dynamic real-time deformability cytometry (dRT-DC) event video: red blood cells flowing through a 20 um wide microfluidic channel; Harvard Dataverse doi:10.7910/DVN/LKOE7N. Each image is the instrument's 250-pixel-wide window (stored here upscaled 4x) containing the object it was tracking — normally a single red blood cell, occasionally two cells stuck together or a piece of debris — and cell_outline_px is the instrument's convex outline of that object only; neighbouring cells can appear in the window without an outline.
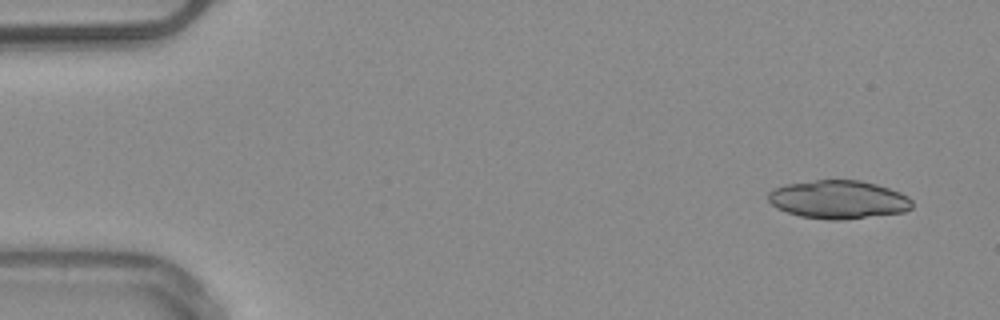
{"species": "common noctule bat (a hibernating species)", "species_latin": "Nyctalus noctula", "temperature_condition": "warm", "stored_images_in_passage": 5, "camera_frame_rate_fps": 3000, "um_per_image_px": 0.085, "animal": {"sex": "male", "body_mass_g": 20.4}, "frame": {"image": 1, "passage_image": 1, "time_ms": 0.0, "image_size_px": [1000, 320], "cell_outline_px": [[912, 208], [904, 212], [840, 220], [828, 220], [800, 216], [776, 208], [768, 200], [768, 192], [776, 188], [788, 184], [816, 180], [860, 180], [876, 184], [900, 192], [908, 196], [912, 200]], "centroid_in_image_um": [71.28, 16.96], "position_along_channel_um": 13.7, "area_um2": 32.02}}